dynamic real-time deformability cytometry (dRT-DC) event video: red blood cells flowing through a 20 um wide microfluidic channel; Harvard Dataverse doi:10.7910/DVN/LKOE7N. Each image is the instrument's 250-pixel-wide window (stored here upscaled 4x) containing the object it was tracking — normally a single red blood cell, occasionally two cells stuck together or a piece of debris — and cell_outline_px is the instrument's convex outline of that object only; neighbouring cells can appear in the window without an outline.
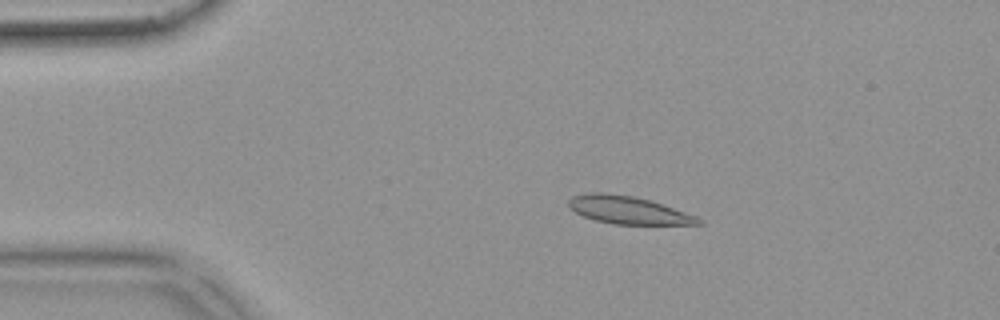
{"species": "common noctule bat (a hibernating species)", "species_latin": "Nyctalus noctula", "temperature_condition": "warm", "stored_images_in_passage": 51, "camera_frame_rate_fps": 3000, "um_per_image_px": 0.085, "animal": {"sex": "female", "body_mass_g": 18.4}, "frame": {"image": 1, "passage_image": 9, "time_ms": 2.667, "image_size_px": [1000, 320], "cell_outline_px": [[704, 224], [612, 224], [596, 220], [584, 216], [576, 212], [568, 204], [568, 200], [572, 196], [588, 192], [600, 192], [632, 196], [652, 200], [696, 216], [704, 220]], "centroid_in_image_um": [53.42, 17.85], "position_along_channel_um": 31.6, "area_um2": 20.87}}
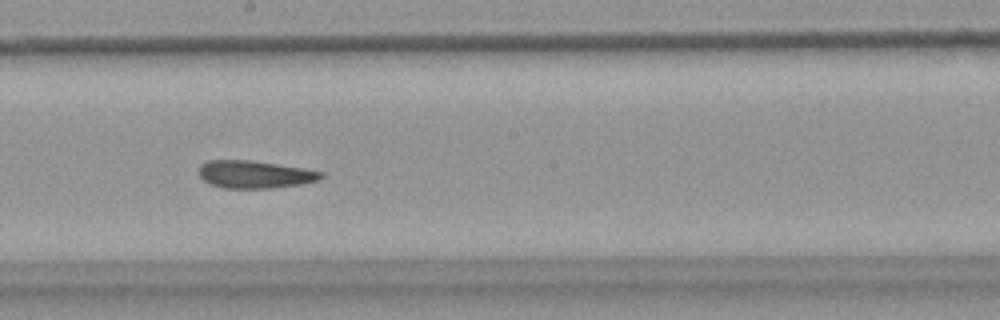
{"frame": {"image": 2, "passage_image": 28, "time_ms": 9.0, "image_size_px": [1000, 320], "cell_outline_px": [[324, 176], [320, 180], [300, 184], [268, 188], [224, 188], [212, 184], [204, 180], [196, 172], [200, 164], [208, 160], [248, 160], [276, 164], [324, 172]], "centroid_in_image_um": [21.61, 14.82], "position_along_channel_um": 226.6, "area_um2": 19.54}}
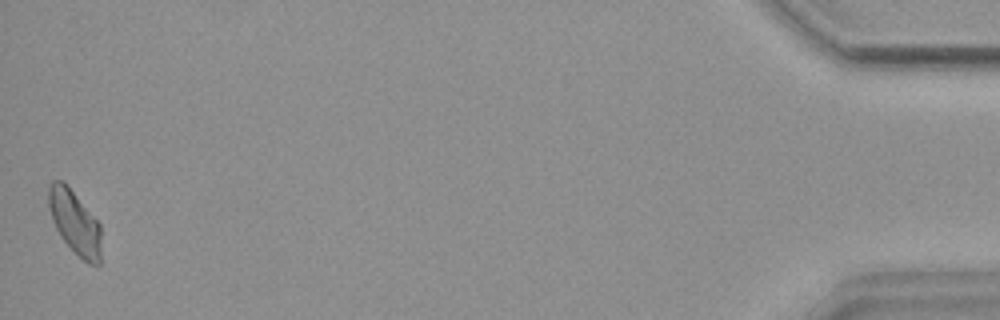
{"frame": {"image": 3, "passage_image": 51, "time_ms": 16.667, "image_size_px": [1000, 320], "cell_outline_px": [[100, 264], [88, 264], [60, 236], [52, 220], [48, 208], [48, 188], [52, 180], [64, 180], [100, 224]], "centroid_in_image_um": [6.33, 18.85], "position_along_channel_um": 428.9, "area_um2": 19.36}, "authors_computed_cell_mechanics": {"area_um2": 20.1144, "velocity_mm_per_s": 3.8522, "shape_relaxation_time_tau1_ms": null, "shape_relaxation_time_tau2_ms": 5.4608, "deformation_change_tau1": null, "deformation_change_tau2": 0.1418}}